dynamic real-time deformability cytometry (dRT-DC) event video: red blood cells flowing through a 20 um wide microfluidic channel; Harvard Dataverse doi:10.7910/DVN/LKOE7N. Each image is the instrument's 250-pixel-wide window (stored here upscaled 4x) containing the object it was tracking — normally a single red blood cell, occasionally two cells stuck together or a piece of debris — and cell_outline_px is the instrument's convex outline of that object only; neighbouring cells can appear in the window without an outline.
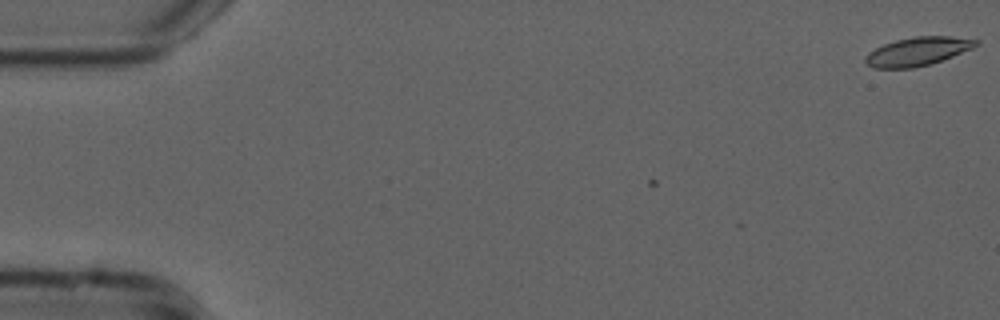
{"species": "common noctule bat (a hibernating species)", "species_latin": "Nyctalus noctula", "temperature_condition": "cold", "stored_images_in_passage": 3, "camera_frame_rate_fps": 3000, "um_per_image_px": 0.085, "animal": {"sex": "male", "forearm_length_mm": 52.5}, "frame": {"image": 1, "passage_image": 3, "time_ms": 0.667, "image_size_px": [1000, 320], "cell_outline_px": [[980, 44], [972, 48], [952, 56], [928, 64], [912, 68], [872, 68], [864, 60], [864, 56], [868, 52], [884, 44], [896, 40], [916, 36], [948, 36], [980, 40]], "centroid_in_image_um": [77.98, 4.36], "position_along_channel_um": 7.0, "area_um2": 18.21}}